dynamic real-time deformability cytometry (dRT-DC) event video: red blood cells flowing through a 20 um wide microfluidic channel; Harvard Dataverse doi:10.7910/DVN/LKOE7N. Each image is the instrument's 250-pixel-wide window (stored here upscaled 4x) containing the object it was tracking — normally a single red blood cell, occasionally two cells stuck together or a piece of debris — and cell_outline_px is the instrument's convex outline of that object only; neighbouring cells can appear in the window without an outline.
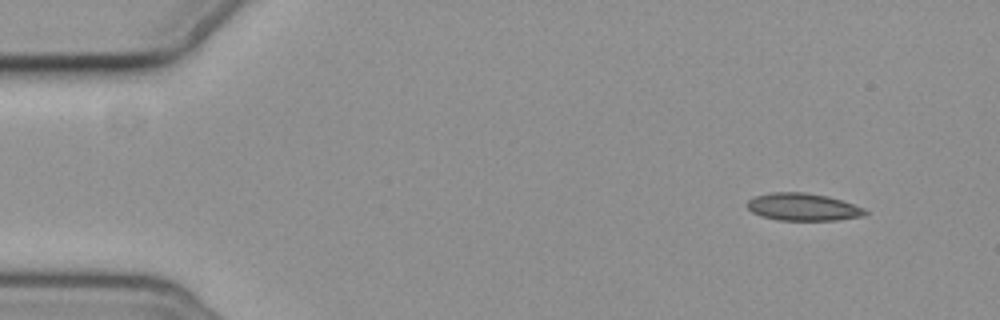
{"species": "common noctule bat (a hibernating species)", "species_latin": "Nyctalus noctula", "temperature_condition": "cold", "stored_images_in_passage": 10, "camera_frame_rate_fps": 3000, "um_per_image_px": 0.085, "animal": {"sex": "female", "body_mass_g": 19.3, "forearm_length_mm": 54.1}, "frame": {"image": 1, "passage_image": 1, "time_ms": 0.0, "image_size_px": [1000, 320], "cell_outline_px": [[868, 212], [864, 216], [836, 220], [776, 220], [760, 216], [752, 212], [748, 208], [748, 200], [756, 196], [772, 192], [804, 192], [828, 196], [864, 208]], "centroid_in_image_um": [68.24, 17.6], "position_along_channel_um": 16.8, "area_um2": 18.79}}
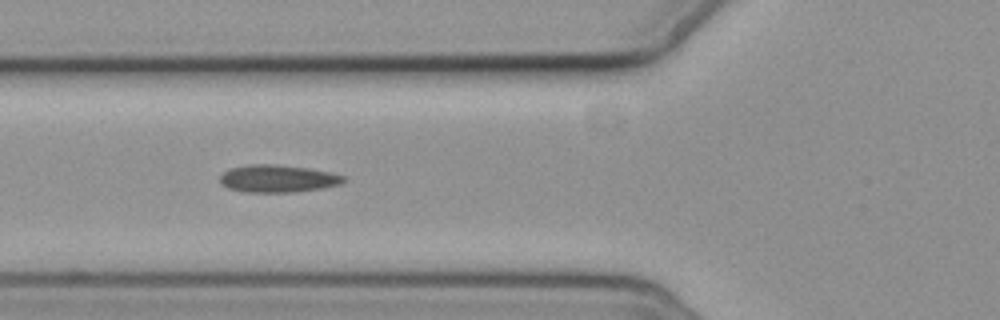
{"frame": {"image": 2, "passage_image": 5, "time_ms": 5.333, "image_size_px": [1000, 320], "cell_outline_px": [[344, 180], [340, 184], [320, 188], [296, 192], [244, 192], [228, 188], [220, 184], [220, 176], [224, 172], [232, 168], [252, 164], [272, 164], [308, 168], [328, 172], [344, 176]], "centroid_in_image_um": [23.57, 15.19], "position_along_channel_um": 102.2, "area_um2": 19.54}}
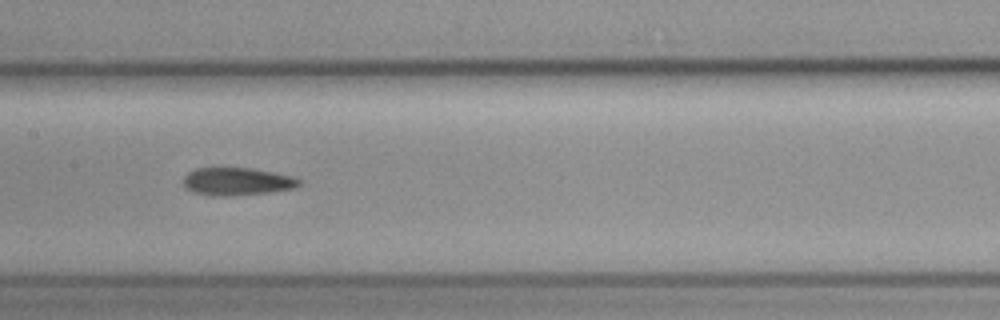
{"frame": {"image": 3, "passage_image": 7, "time_ms": 7.667, "image_size_px": [1000, 320], "cell_outline_px": [[300, 184], [296, 188], [268, 192], [228, 196], [212, 196], [192, 192], [184, 188], [184, 176], [188, 172], [196, 168], [252, 168], [292, 176], [300, 180]], "centroid_in_image_um": [20.11, 15.43], "position_along_channel_um": 187.3, "area_um2": 18.73}}